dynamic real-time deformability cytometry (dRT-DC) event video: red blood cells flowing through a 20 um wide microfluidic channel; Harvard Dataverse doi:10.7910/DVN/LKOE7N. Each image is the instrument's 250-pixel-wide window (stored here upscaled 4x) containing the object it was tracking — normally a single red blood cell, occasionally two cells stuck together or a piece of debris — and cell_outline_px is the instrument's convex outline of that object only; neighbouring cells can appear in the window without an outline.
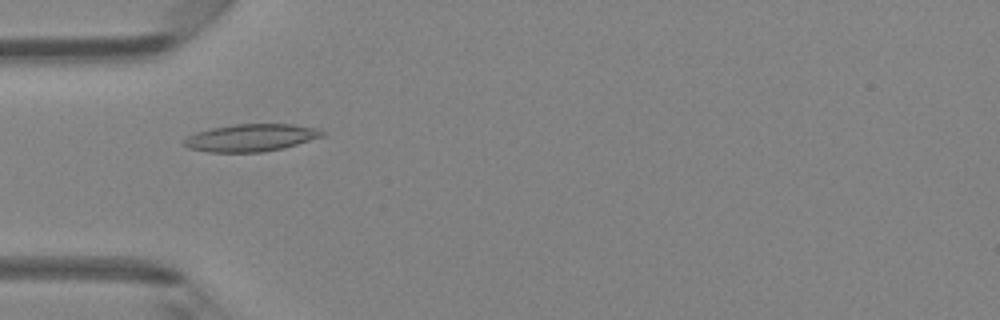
{"species": "Egyptian fruit bat (a non-hibernating species)", "species_latin": "Rousettus aegyptiacus", "temperature_condition": "room temperature", "stored_images_in_passage": 36, "camera_frame_rate_fps": 3000, "um_per_image_px": 0.085, "animal": {"sex": "female"}, "frame": {"image": 1, "passage_image": 4, "time_ms": 1.0, "image_size_px": [1000, 320], "cell_outline_px": [[324, 136], [284, 148], [260, 152], [212, 152], [188, 148], [184, 144], [184, 140], [188, 136], [196, 132], [212, 128], [236, 124], [292, 124], [316, 128], [324, 132]], "centroid_in_image_um": [21.35, 11.7], "position_along_channel_um": 63.7, "area_um2": 21.85}}
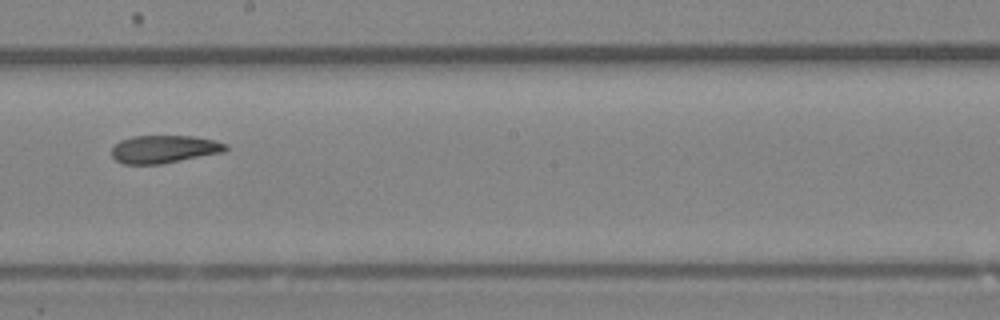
{"frame": {"image": 2, "passage_image": 16, "time_ms": 5.0, "image_size_px": [1000, 320], "cell_outline_px": [[228, 148], [224, 152], [160, 164], [124, 164], [116, 160], [112, 156], [112, 148], [120, 140], [132, 136], [192, 136], [212, 140], [228, 144]], "centroid_in_image_um": [13.94, 12.68], "position_along_channel_um": 234.3, "area_um2": 18.38}}
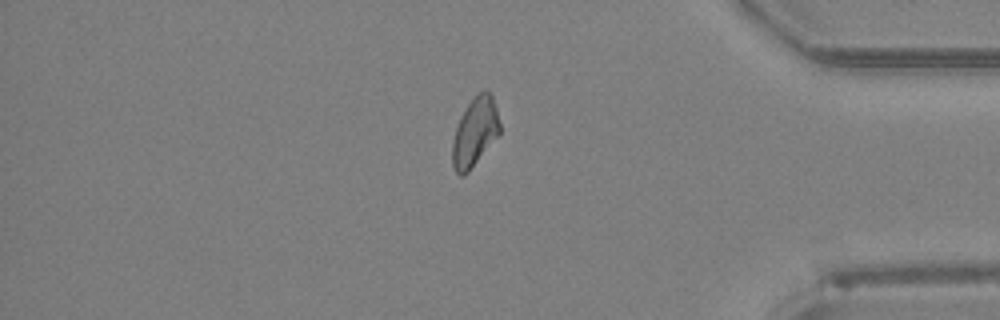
{"frame": {"image": 3, "passage_image": 29, "time_ms": 9.333, "image_size_px": [1000, 320], "cell_outline_px": [[500, 132], [468, 172], [464, 176], [460, 176], [456, 172], [452, 164], [452, 140], [460, 116], [468, 104], [484, 88], [492, 96], [496, 108], [500, 124]], "centroid_in_image_um": [40.34, 11.24], "position_along_channel_um": 394.9, "area_um2": 18.67}, "authors_computed_cell_mechanics": {"area_um2": 19.074, "velocity_mm_per_s": 4.3187, "shape_relaxation_time_tau1_ms": null, "shape_relaxation_time_tau2_ms": 3.3271, "deformation_change_tau1": null, "deformation_change_tau2": 0.1009}}